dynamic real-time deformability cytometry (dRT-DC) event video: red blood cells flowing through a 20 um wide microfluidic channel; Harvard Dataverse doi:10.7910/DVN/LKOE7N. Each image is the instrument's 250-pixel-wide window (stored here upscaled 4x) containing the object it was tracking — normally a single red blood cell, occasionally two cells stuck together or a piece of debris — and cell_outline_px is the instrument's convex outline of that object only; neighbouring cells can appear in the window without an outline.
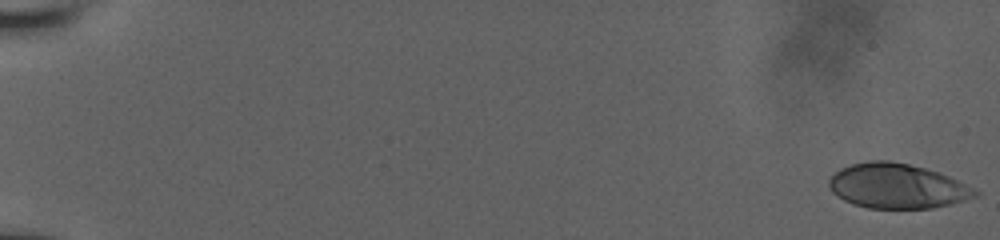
{"species": "human", "species_latin": "Homo sapiens", "temperature_condition": "room temperature", "stored_images_in_passage": 54, "camera_frame_rate_fps": 3000, "um_per_image_px": 0.085, "donor": {"sex": "male"}, "frame": {"image": 1, "passage_image": 1, "time_ms": 0.0, "image_size_px": [1000, 240], "cell_outline_px": [[980, 196], [932, 208], [868, 208], [852, 204], [844, 200], [832, 192], [828, 184], [828, 180], [840, 168], [852, 164], [868, 160], [888, 160], [908, 164], [940, 172], [980, 192]], "centroid_in_image_um": [76.23, 15.81], "position_along_channel_um": 8.8, "area_um2": 37.97}}
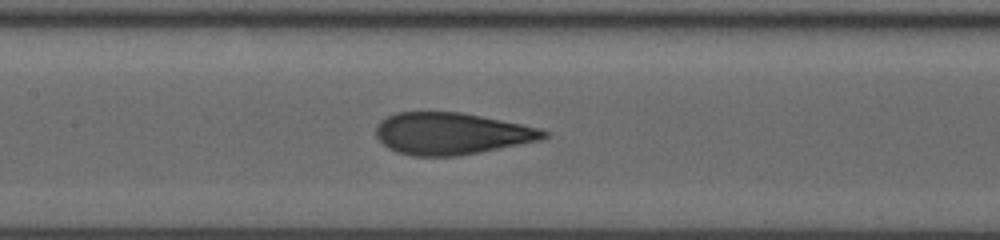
{"frame": {"image": 2, "passage_image": 33, "time_ms": 9.333, "image_size_px": [1000, 240], "cell_outline_px": [[552, 136], [540, 140], [480, 152], [456, 156], [412, 156], [396, 152], [388, 148], [376, 136], [376, 128], [380, 120], [396, 112], [460, 112], [540, 128], [548, 132]], "centroid_in_image_um": [38.36, 11.36], "position_along_channel_um": 169.0, "area_um2": 40.81}}
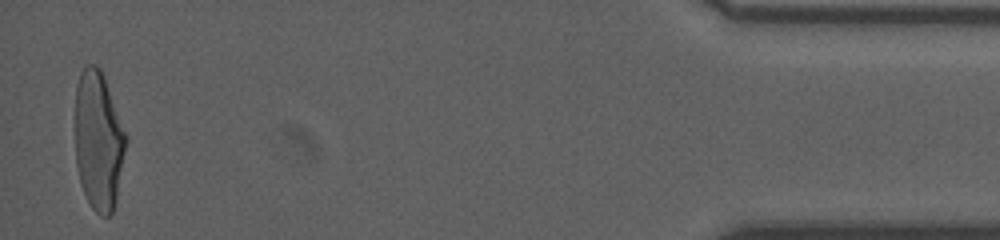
{"frame": {"image": 3, "passage_image": 54, "time_ms": 17.667, "image_size_px": [1000, 240], "cell_outline_px": [[128, 140], [116, 200], [112, 212], [108, 216], [100, 216], [92, 208], [80, 184], [76, 164], [76, 84], [80, 72], [88, 64], [96, 64], [100, 68], [104, 76]], "centroid_in_image_um": [8.37, 11.96], "position_along_channel_um": 426.8, "area_um2": 41.04}}